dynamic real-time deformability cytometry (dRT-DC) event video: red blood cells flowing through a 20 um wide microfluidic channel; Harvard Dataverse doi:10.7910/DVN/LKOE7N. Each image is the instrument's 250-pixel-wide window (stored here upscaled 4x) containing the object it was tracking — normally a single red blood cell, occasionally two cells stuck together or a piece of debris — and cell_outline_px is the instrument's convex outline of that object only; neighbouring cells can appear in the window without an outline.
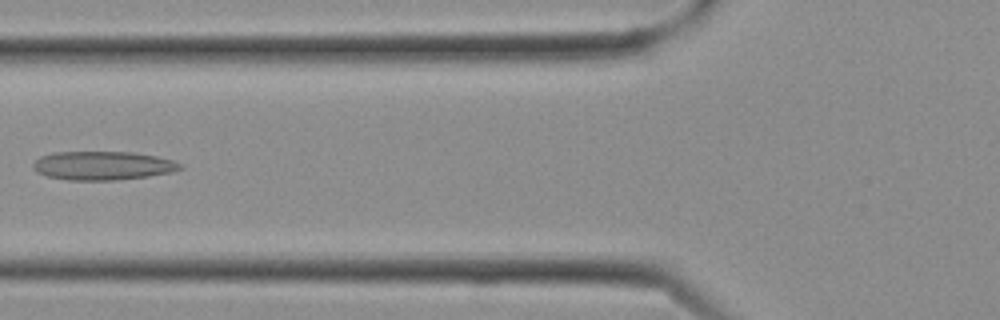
{"species": "Egyptian fruit bat (a non-hibernating species)", "species_latin": "Rousettus aegyptiacus", "temperature_condition": "cold", "stored_images_in_passage": 16, "camera_frame_rate_fps": 3000, "um_per_image_px": 0.085, "frame": {"image": 1, "passage_image": 10, "time_ms": 3.0, "image_size_px": [1000, 320], "cell_outline_px": [[184, 168], [172, 172], [148, 176], [116, 180], [68, 180], [48, 176], [36, 172], [32, 168], [32, 164], [40, 156], [52, 152], [132, 152], [156, 156], [172, 160], [180, 164]], "centroid_in_image_um": [8.71, 14.07], "position_along_channel_um": 117.1, "area_um2": 24.62}}
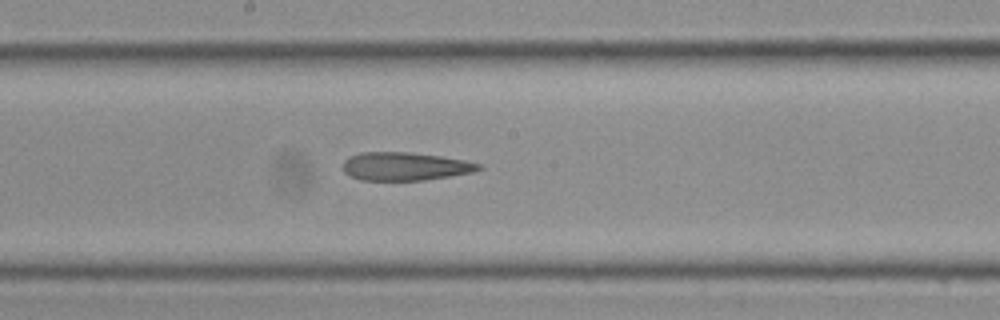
{"frame": {"image": 2, "passage_image": 14, "time_ms": 4.333, "image_size_px": [1000, 320], "cell_outline_px": [[484, 168], [472, 172], [424, 180], [360, 180], [344, 172], [344, 160], [348, 156], [360, 152], [408, 152], [440, 156], [464, 160], [484, 164]], "centroid_in_image_um": [34.44, 14.13], "position_along_channel_um": 213.8, "area_um2": 22.31}}
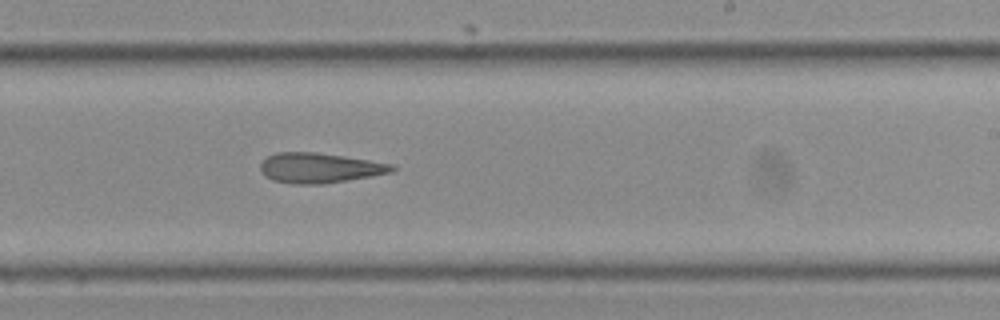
{"frame": {"image": 3, "passage_image": 16, "time_ms": 5.0, "image_size_px": [1000, 320], "cell_outline_px": [[396, 168], [392, 172], [372, 176], [324, 184], [292, 184], [272, 180], [264, 176], [260, 172], [260, 164], [268, 156], [276, 152], [316, 152], [368, 160], [392, 164]], "centroid_in_image_um": [27.12, 14.28], "position_along_channel_um": 261.9, "area_um2": 23.06}}